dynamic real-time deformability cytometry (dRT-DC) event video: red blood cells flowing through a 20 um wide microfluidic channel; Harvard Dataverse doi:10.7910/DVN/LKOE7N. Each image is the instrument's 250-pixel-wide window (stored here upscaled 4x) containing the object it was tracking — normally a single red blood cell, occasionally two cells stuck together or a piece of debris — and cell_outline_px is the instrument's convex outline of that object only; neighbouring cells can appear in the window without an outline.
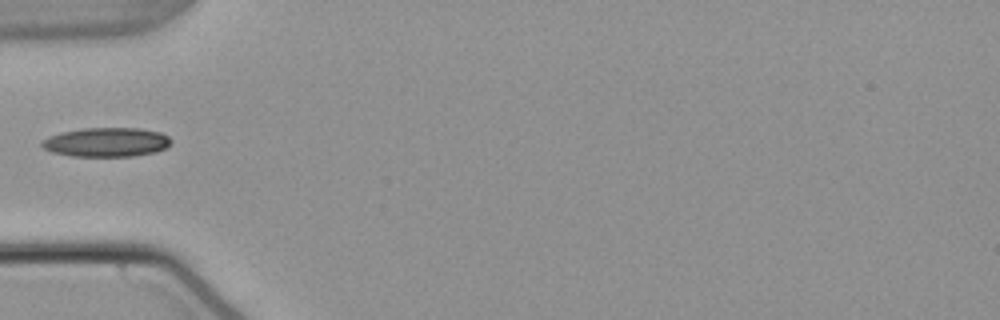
{"species": "common noctule bat (a hibernating species)", "species_latin": "Nyctalus noctula", "temperature_condition": "warm", "stored_images_in_passage": 36, "camera_frame_rate_fps": 3000, "um_per_image_px": 0.085, "animal": {"sex": "male", "body_mass_g": 21.5, "forearm_length_mm": 52.0}, "frame": {"image": 1, "passage_image": 1, "time_ms": 0.0, "image_size_px": [1000, 320], "cell_outline_px": [[172, 140], [164, 148], [156, 152], [132, 156], [72, 156], [52, 152], [44, 148], [40, 144], [48, 136], [60, 132], [84, 128], [140, 128], [160, 132], [168, 136]], "centroid_in_image_um": [9.04, 12.08], "position_along_channel_um": 76.0, "area_um2": 21.91}}
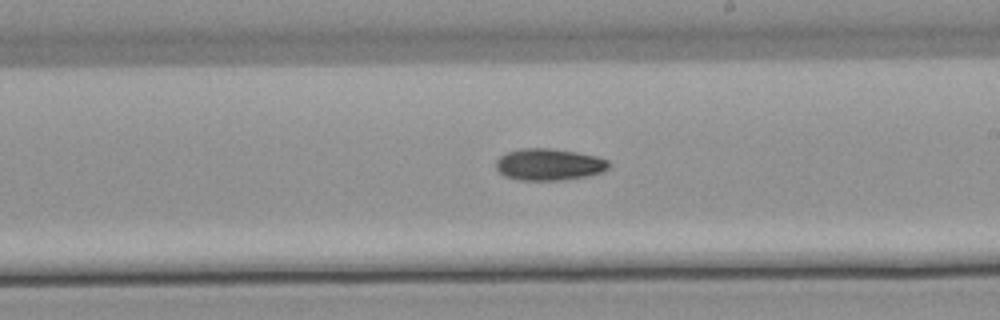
{"frame": {"image": 2, "passage_image": 14, "time_ms": 4.333, "image_size_px": [1000, 320], "cell_outline_px": [[608, 168], [600, 172], [584, 176], [560, 180], [520, 180], [504, 176], [496, 168], [496, 160], [504, 152], [520, 148], [548, 148], [576, 152], [596, 156], [608, 160]], "centroid_in_image_um": [46.6, 13.97], "position_along_channel_um": 242.4, "area_um2": 20.75}}
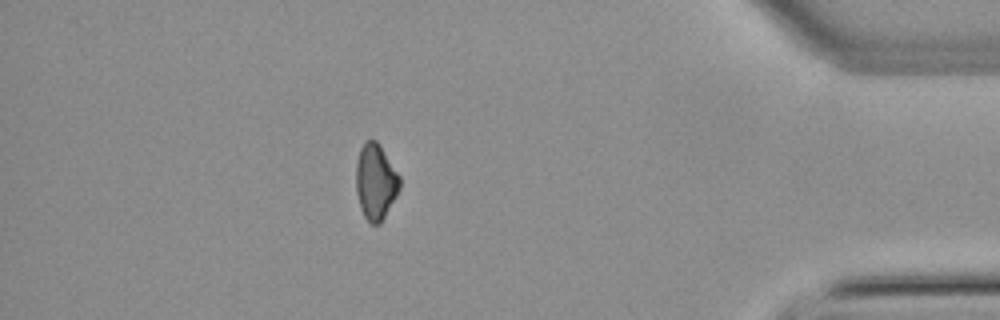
{"frame": {"image": 3, "passage_image": 30, "time_ms": 9.667, "image_size_px": [1000, 320], "cell_outline_px": [[400, 188], [396, 196], [380, 224], [372, 224], [364, 216], [360, 208], [356, 192], [356, 164], [360, 148], [368, 140], [376, 140], [380, 144], [400, 176]], "centroid_in_image_um": [31.93, 15.44], "position_along_channel_um": 403.3, "area_um2": 19.25}}